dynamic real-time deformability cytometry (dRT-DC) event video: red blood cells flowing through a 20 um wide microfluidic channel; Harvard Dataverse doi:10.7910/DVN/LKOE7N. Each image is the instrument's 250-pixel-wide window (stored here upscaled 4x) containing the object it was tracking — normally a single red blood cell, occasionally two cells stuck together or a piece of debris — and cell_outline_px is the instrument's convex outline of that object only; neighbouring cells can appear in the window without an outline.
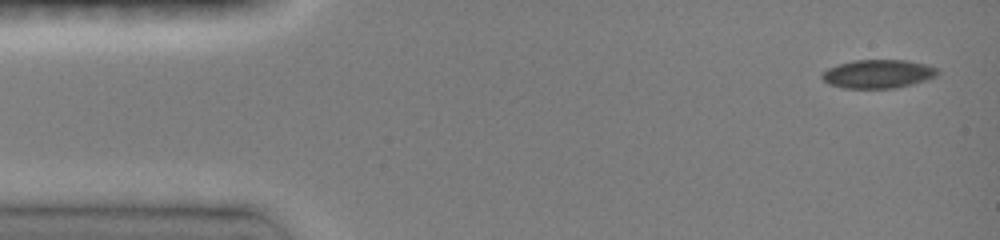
{"species": "common noctule bat (a hibernating species)", "species_latin": "Nyctalus noctula", "temperature_condition": "room temperature", "stored_images_in_passage": 8, "camera_frame_rate_fps": 3000, "um_per_image_px": 0.085, "animal": {"sex": "female", "body_mass_g": 19.0, "forearm_length_mm": 51.5}, "frame": {"image": 1, "passage_image": 1, "time_ms": 0.0, "image_size_px": [1000, 240], "cell_outline_px": [[940, 72], [936, 76], [912, 84], [896, 88], [844, 88], [828, 84], [820, 76], [828, 68], [836, 64], [852, 60], [904, 60], [924, 64], [936, 68]], "centroid_in_image_um": [74.6, 6.28], "position_along_channel_um": 10.4, "area_um2": 19.19}}
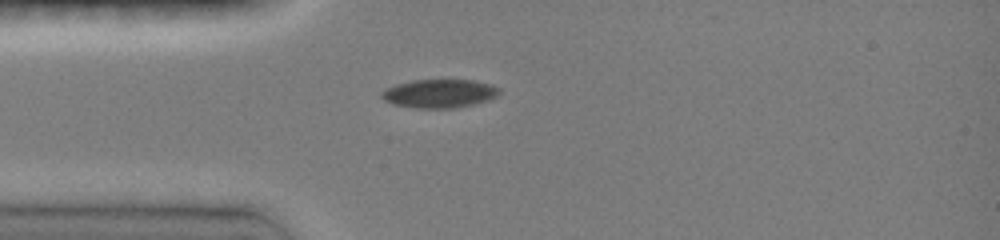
{"frame": {"image": 2, "passage_image": 6, "time_ms": 3.333, "image_size_px": [1000, 240], "cell_outline_px": [[500, 92], [496, 96], [488, 100], [472, 104], [452, 108], [416, 108], [392, 104], [384, 100], [380, 96], [380, 92], [396, 84], [412, 80], [472, 80], [492, 84], [500, 88]], "centroid_in_image_um": [37.33, 7.94], "position_along_channel_um": 47.7, "area_um2": 19.54}}